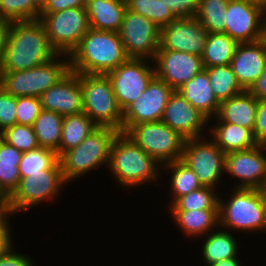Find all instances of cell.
I'll use <instances>...</instances> for the list:
<instances>
[{"mask_svg":"<svg viewBox=\"0 0 266 266\" xmlns=\"http://www.w3.org/2000/svg\"><path fill=\"white\" fill-rule=\"evenodd\" d=\"M169 213L181 233L191 240L202 239L219 226V209L169 210Z\"/></svg>","mask_w":266,"mask_h":266,"instance_id":"cell-23","label":"cell"},{"mask_svg":"<svg viewBox=\"0 0 266 266\" xmlns=\"http://www.w3.org/2000/svg\"><path fill=\"white\" fill-rule=\"evenodd\" d=\"M230 189L229 199L219 195V226L234 233L266 234V195L262 189Z\"/></svg>","mask_w":266,"mask_h":266,"instance_id":"cell-4","label":"cell"},{"mask_svg":"<svg viewBox=\"0 0 266 266\" xmlns=\"http://www.w3.org/2000/svg\"><path fill=\"white\" fill-rule=\"evenodd\" d=\"M257 106L258 99L249 91H244L221 101L216 116L209 119V123L213 120V123H231L250 129L253 132Z\"/></svg>","mask_w":266,"mask_h":266,"instance_id":"cell-22","label":"cell"},{"mask_svg":"<svg viewBox=\"0 0 266 266\" xmlns=\"http://www.w3.org/2000/svg\"><path fill=\"white\" fill-rule=\"evenodd\" d=\"M70 71L69 55L54 59L24 71H0V86L15 97H40Z\"/></svg>","mask_w":266,"mask_h":266,"instance_id":"cell-6","label":"cell"},{"mask_svg":"<svg viewBox=\"0 0 266 266\" xmlns=\"http://www.w3.org/2000/svg\"><path fill=\"white\" fill-rule=\"evenodd\" d=\"M23 152L0 138V198L5 202L20 183L19 164Z\"/></svg>","mask_w":266,"mask_h":266,"instance_id":"cell-28","label":"cell"},{"mask_svg":"<svg viewBox=\"0 0 266 266\" xmlns=\"http://www.w3.org/2000/svg\"><path fill=\"white\" fill-rule=\"evenodd\" d=\"M161 121L185 139L204 137L209 126V119L177 90L171 94Z\"/></svg>","mask_w":266,"mask_h":266,"instance_id":"cell-19","label":"cell"},{"mask_svg":"<svg viewBox=\"0 0 266 266\" xmlns=\"http://www.w3.org/2000/svg\"><path fill=\"white\" fill-rule=\"evenodd\" d=\"M238 43L225 33H208L201 56L204 68L229 65Z\"/></svg>","mask_w":266,"mask_h":266,"instance_id":"cell-31","label":"cell"},{"mask_svg":"<svg viewBox=\"0 0 266 266\" xmlns=\"http://www.w3.org/2000/svg\"><path fill=\"white\" fill-rule=\"evenodd\" d=\"M63 118L64 116L56 112L41 110L32 126L40 147L49 148L55 152L59 149Z\"/></svg>","mask_w":266,"mask_h":266,"instance_id":"cell-32","label":"cell"},{"mask_svg":"<svg viewBox=\"0 0 266 266\" xmlns=\"http://www.w3.org/2000/svg\"><path fill=\"white\" fill-rule=\"evenodd\" d=\"M67 183L61 169L41 170V173H25L18 188L4 202L5 208L13 215L23 213L39 204L50 203L59 198ZM64 187V188H63Z\"/></svg>","mask_w":266,"mask_h":266,"instance_id":"cell-8","label":"cell"},{"mask_svg":"<svg viewBox=\"0 0 266 266\" xmlns=\"http://www.w3.org/2000/svg\"><path fill=\"white\" fill-rule=\"evenodd\" d=\"M263 193L266 195V182L264 184V187L262 188Z\"/></svg>","mask_w":266,"mask_h":266,"instance_id":"cell-52","label":"cell"},{"mask_svg":"<svg viewBox=\"0 0 266 266\" xmlns=\"http://www.w3.org/2000/svg\"><path fill=\"white\" fill-rule=\"evenodd\" d=\"M210 187H201L179 197L168 210H204L219 209V191Z\"/></svg>","mask_w":266,"mask_h":266,"instance_id":"cell-36","label":"cell"},{"mask_svg":"<svg viewBox=\"0 0 266 266\" xmlns=\"http://www.w3.org/2000/svg\"><path fill=\"white\" fill-rule=\"evenodd\" d=\"M173 91L163 80L155 76L141 96L123 111L122 132L125 133L131 126L139 123L161 121L164 108Z\"/></svg>","mask_w":266,"mask_h":266,"instance_id":"cell-16","label":"cell"},{"mask_svg":"<svg viewBox=\"0 0 266 266\" xmlns=\"http://www.w3.org/2000/svg\"><path fill=\"white\" fill-rule=\"evenodd\" d=\"M0 16L9 22L38 20L40 11L31 0H0Z\"/></svg>","mask_w":266,"mask_h":266,"instance_id":"cell-39","label":"cell"},{"mask_svg":"<svg viewBox=\"0 0 266 266\" xmlns=\"http://www.w3.org/2000/svg\"><path fill=\"white\" fill-rule=\"evenodd\" d=\"M217 230V231H216ZM229 230L220 226L208 233L202 243L201 258L204 260V266L230 259L239 258V242Z\"/></svg>","mask_w":266,"mask_h":266,"instance_id":"cell-27","label":"cell"},{"mask_svg":"<svg viewBox=\"0 0 266 266\" xmlns=\"http://www.w3.org/2000/svg\"><path fill=\"white\" fill-rule=\"evenodd\" d=\"M176 17H195L200 0H162Z\"/></svg>","mask_w":266,"mask_h":266,"instance_id":"cell-43","label":"cell"},{"mask_svg":"<svg viewBox=\"0 0 266 266\" xmlns=\"http://www.w3.org/2000/svg\"><path fill=\"white\" fill-rule=\"evenodd\" d=\"M126 5L127 9L146 17L159 28L176 18L162 0H126Z\"/></svg>","mask_w":266,"mask_h":266,"instance_id":"cell-37","label":"cell"},{"mask_svg":"<svg viewBox=\"0 0 266 266\" xmlns=\"http://www.w3.org/2000/svg\"><path fill=\"white\" fill-rule=\"evenodd\" d=\"M118 34L129 58L154 59L160 28L151 20L126 9Z\"/></svg>","mask_w":266,"mask_h":266,"instance_id":"cell-14","label":"cell"},{"mask_svg":"<svg viewBox=\"0 0 266 266\" xmlns=\"http://www.w3.org/2000/svg\"><path fill=\"white\" fill-rule=\"evenodd\" d=\"M4 206L3 200L0 198V209Z\"/></svg>","mask_w":266,"mask_h":266,"instance_id":"cell-53","label":"cell"},{"mask_svg":"<svg viewBox=\"0 0 266 266\" xmlns=\"http://www.w3.org/2000/svg\"><path fill=\"white\" fill-rule=\"evenodd\" d=\"M42 110L38 97L24 96L17 97L16 117L17 124L33 126L35 120Z\"/></svg>","mask_w":266,"mask_h":266,"instance_id":"cell-40","label":"cell"},{"mask_svg":"<svg viewBox=\"0 0 266 266\" xmlns=\"http://www.w3.org/2000/svg\"><path fill=\"white\" fill-rule=\"evenodd\" d=\"M107 169L121 187L134 189L158 183L162 176V165L148 155L125 133L119 132L114 139ZM161 169V170H160Z\"/></svg>","mask_w":266,"mask_h":266,"instance_id":"cell-2","label":"cell"},{"mask_svg":"<svg viewBox=\"0 0 266 266\" xmlns=\"http://www.w3.org/2000/svg\"><path fill=\"white\" fill-rule=\"evenodd\" d=\"M128 58L118 32L91 28L69 55L70 70L106 75Z\"/></svg>","mask_w":266,"mask_h":266,"instance_id":"cell-3","label":"cell"},{"mask_svg":"<svg viewBox=\"0 0 266 266\" xmlns=\"http://www.w3.org/2000/svg\"><path fill=\"white\" fill-rule=\"evenodd\" d=\"M39 99L42 109L62 116L83 112L80 73L70 70L59 82L48 88Z\"/></svg>","mask_w":266,"mask_h":266,"instance_id":"cell-20","label":"cell"},{"mask_svg":"<svg viewBox=\"0 0 266 266\" xmlns=\"http://www.w3.org/2000/svg\"><path fill=\"white\" fill-rule=\"evenodd\" d=\"M248 91L257 99H266V65L261 73V76Z\"/></svg>","mask_w":266,"mask_h":266,"instance_id":"cell-47","label":"cell"},{"mask_svg":"<svg viewBox=\"0 0 266 266\" xmlns=\"http://www.w3.org/2000/svg\"><path fill=\"white\" fill-rule=\"evenodd\" d=\"M13 245L0 254V266H36L30 255L18 253Z\"/></svg>","mask_w":266,"mask_h":266,"instance_id":"cell-42","label":"cell"},{"mask_svg":"<svg viewBox=\"0 0 266 266\" xmlns=\"http://www.w3.org/2000/svg\"><path fill=\"white\" fill-rule=\"evenodd\" d=\"M57 55L39 19L10 22L0 71H24L44 64Z\"/></svg>","mask_w":266,"mask_h":266,"instance_id":"cell-1","label":"cell"},{"mask_svg":"<svg viewBox=\"0 0 266 266\" xmlns=\"http://www.w3.org/2000/svg\"><path fill=\"white\" fill-rule=\"evenodd\" d=\"M225 175L238 180L233 188L262 189L266 182V145L226 153Z\"/></svg>","mask_w":266,"mask_h":266,"instance_id":"cell-15","label":"cell"},{"mask_svg":"<svg viewBox=\"0 0 266 266\" xmlns=\"http://www.w3.org/2000/svg\"><path fill=\"white\" fill-rule=\"evenodd\" d=\"M85 8L91 28L118 32L127 5L126 0H86Z\"/></svg>","mask_w":266,"mask_h":266,"instance_id":"cell-25","label":"cell"},{"mask_svg":"<svg viewBox=\"0 0 266 266\" xmlns=\"http://www.w3.org/2000/svg\"><path fill=\"white\" fill-rule=\"evenodd\" d=\"M244 262L240 258L225 259L208 266H242Z\"/></svg>","mask_w":266,"mask_h":266,"instance_id":"cell-49","label":"cell"},{"mask_svg":"<svg viewBox=\"0 0 266 266\" xmlns=\"http://www.w3.org/2000/svg\"><path fill=\"white\" fill-rule=\"evenodd\" d=\"M209 124L208 135L225 154L258 145L250 129L231 123Z\"/></svg>","mask_w":266,"mask_h":266,"instance_id":"cell-26","label":"cell"},{"mask_svg":"<svg viewBox=\"0 0 266 266\" xmlns=\"http://www.w3.org/2000/svg\"><path fill=\"white\" fill-rule=\"evenodd\" d=\"M208 33L196 17H176L160 28L159 49L182 51L201 57Z\"/></svg>","mask_w":266,"mask_h":266,"instance_id":"cell-17","label":"cell"},{"mask_svg":"<svg viewBox=\"0 0 266 266\" xmlns=\"http://www.w3.org/2000/svg\"><path fill=\"white\" fill-rule=\"evenodd\" d=\"M229 0H200L195 17L209 33H224Z\"/></svg>","mask_w":266,"mask_h":266,"instance_id":"cell-34","label":"cell"},{"mask_svg":"<svg viewBox=\"0 0 266 266\" xmlns=\"http://www.w3.org/2000/svg\"><path fill=\"white\" fill-rule=\"evenodd\" d=\"M119 131L111 127H97L77 147L64 151L58 161L67 185L94 171L107 169L111 145Z\"/></svg>","mask_w":266,"mask_h":266,"instance_id":"cell-5","label":"cell"},{"mask_svg":"<svg viewBox=\"0 0 266 266\" xmlns=\"http://www.w3.org/2000/svg\"><path fill=\"white\" fill-rule=\"evenodd\" d=\"M52 47L58 54L70 55L91 29L85 7L68 8L55 13H40Z\"/></svg>","mask_w":266,"mask_h":266,"instance_id":"cell-11","label":"cell"},{"mask_svg":"<svg viewBox=\"0 0 266 266\" xmlns=\"http://www.w3.org/2000/svg\"><path fill=\"white\" fill-rule=\"evenodd\" d=\"M125 134L161 165L181 160L185 138L162 121L133 125Z\"/></svg>","mask_w":266,"mask_h":266,"instance_id":"cell-9","label":"cell"},{"mask_svg":"<svg viewBox=\"0 0 266 266\" xmlns=\"http://www.w3.org/2000/svg\"><path fill=\"white\" fill-rule=\"evenodd\" d=\"M206 132L207 137L185 139L181 161L192 169L202 186L220 189L218 185L224 178L226 154Z\"/></svg>","mask_w":266,"mask_h":266,"instance_id":"cell-10","label":"cell"},{"mask_svg":"<svg viewBox=\"0 0 266 266\" xmlns=\"http://www.w3.org/2000/svg\"><path fill=\"white\" fill-rule=\"evenodd\" d=\"M0 138L23 153L40 147L33 127L29 125L7 127L0 132Z\"/></svg>","mask_w":266,"mask_h":266,"instance_id":"cell-38","label":"cell"},{"mask_svg":"<svg viewBox=\"0 0 266 266\" xmlns=\"http://www.w3.org/2000/svg\"><path fill=\"white\" fill-rule=\"evenodd\" d=\"M177 91L208 119L216 116L221 102L216 98L205 70L196 74Z\"/></svg>","mask_w":266,"mask_h":266,"instance_id":"cell-24","label":"cell"},{"mask_svg":"<svg viewBox=\"0 0 266 266\" xmlns=\"http://www.w3.org/2000/svg\"><path fill=\"white\" fill-rule=\"evenodd\" d=\"M9 26H10V22L0 16V60L3 55V50H4L5 43H6V37H7Z\"/></svg>","mask_w":266,"mask_h":266,"instance_id":"cell-48","label":"cell"},{"mask_svg":"<svg viewBox=\"0 0 266 266\" xmlns=\"http://www.w3.org/2000/svg\"><path fill=\"white\" fill-rule=\"evenodd\" d=\"M225 18L224 33L238 44L254 43L266 36V10L258 5L229 0Z\"/></svg>","mask_w":266,"mask_h":266,"instance_id":"cell-13","label":"cell"},{"mask_svg":"<svg viewBox=\"0 0 266 266\" xmlns=\"http://www.w3.org/2000/svg\"><path fill=\"white\" fill-rule=\"evenodd\" d=\"M216 98L221 102L236 96L245 90L238 82L229 65H218L204 69Z\"/></svg>","mask_w":266,"mask_h":266,"instance_id":"cell-33","label":"cell"},{"mask_svg":"<svg viewBox=\"0 0 266 266\" xmlns=\"http://www.w3.org/2000/svg\"><path fill=\"white\" fill-rule=\"evenodd\" d=\"M16 105L17 97L7 93L0 86V132L17 124Z\"/></svg>","mask_w":266,"mask_h":266,"instance_id":"cell-41","label":"cell"},{"mask_svg":"<svg viewBox=\"0 0 266 266\" xmlns=\"http://www.w3.org/2000/svg\"><path fill=\"white\" fill-rule=\"evenodd\" d=\"M86 6V0H48L47 5L40 13H55L68 8H81Z\"/></svg>","mask_w":266,"mask_h":266,"instance_id":"cell-46","label":"cell"},{"mask_svg":"<svg viewBox=\"0 0 266 266\" xmlns=\"http://www.w3.org/2000/svg\"><path fill=\"white\" fill-rule=\"evenodd\" d=\"M31 2L41 12L47 5L48 0H31Z\"/></svg>","mask_w":266,"mask_h":266,"instance_id":"cell-50","label":"cell"},{"mask_svg":"<svg viewBox=\"0 0 266 266\" xmlns=\"http://www.w3.org/2000/svg\"><path fill=\"white\" fill-rule=\"evenodd\" d=\"M266 65V38L238 44L230 66L241 87L248 91L261 76Z\"/></svg>","mask_w":266,"mask_h":266,"instance_id":"cell-21","label":"cell"},{"mask_svg":"<svg viewBox=\"0 0 266 266\" xmlns=\"http://www.w3.org/2000/svg\"><path fill=\"white\" fill-rule=\"evenodd\" d=\"M153 64L156 77L173 90H178L205 69L200 56L169 49H158Z\"/></svg>","mask_w":266,"mask_h":266,"instance_id":"cell-18","label":"cell"},{"mask_svg":"<svg viewBox=\"0 0 266 266\" xmlns=\"http://www.w3.org/2000/svg\"><path fill=\"white\" fill-rule=\"evenodd\" d=\"M83 112L98 127H111L122 132L123 111L118 105L107 75L80 73Z\"/></svg>","mask_w":266,"mask_h":266,"instance_id":"cell-7","label":"cell"},{"mask_svg":"<svg viewBox=\"0 0 266 266\" xmlns=\"http://www.w3.org/2000/svg\"><path fill=\"white\" fill-rule=\"evenodd\" d=\"M97 127L84 112L64 116L61 142L56 151L58 157L64 151L77 147Z\"/></svg>","mask_w":266,"mask_h":266,"instance_id":"cell-29","label":"cell"},{"mask_svg":"<svg viewBox=\"0 0 266 266\" xmlns=\"http://www.w3.org/2000/svg\"><path fill=\"white\" fill-rule=\"evenodd\" d=\"M61 169L57 152L45 147L24 152L19 164L20 177L25 173H41V170Z\"/></svg>","mask_w":266,"mask_h":266,"instance_id":"cell-35","label":"cell"},{"mask_svg":"<svg viewBox=\"0 0 266 266\" xmlns=\"http://www.w3.org/2000/svg\"><path fill=\"white\" fill-rule=\"evenodd\" d=\"M253 135L258 144L266 145V99H258Z\"/></svg>","mask_w":266,"mask_h":266,"instance_id":"cell-45","label":"cell"},{"mask_svg":"<svg viewBox=\"0 0 266 266\" xmlns=\"http://www.w3.org/2000/svg\"><path fill=\"white\" fill-rule=\"evenodd\" d=\"M106 75L111 81L113 92L122 111L141 96L156 76L153 60L143 58H128Z\"/></svg>","mask_w":266,"mask_h":266,"instance_id":"cell-12","label":"cell"},{"mask_svg":"<svg viewBox=\"0 0 266 266\" xmlns=\"http://www.w3.org/2000/svg\"><path fill=\"white\" fill-rule=\"evenodd\" d=\"M13 216L14 215H12L5 208V206L0 209V254L6 251L12 244H14V240H12L13 235L11 232L12 222H10Z\"/></svg>","mask_w":266,"mask_h":266,"instance_id":"cell-44","label":"cell"},{"mask_svg":"<svg viewBox=\"0 0 266 266\" xmlns=\"http://www.w3.org/2000/svg\"><path fill=\"white\" fill-rule=\"evenodd\" d=\"M162 169L170 173V192L171 195L169 206H171L179 197L189 194L201 187L198 177L184 162L181 160L169 162L162 165Z\"/></svg>","mask_w":266,"mask_h":266,"instance_id":"cell-30","label":"cell"},{"mask_svg":"<svg viewBox=\"0 0 266 266\" xmlns=\"http://www.w3.org/2000/svg\"><path fill=\"white\" fill-rule=\"evenodd\" d=\"M241 1H245V2L258 5L266 10V0H241Z\"/></svg>","mask_w":266,"mask_h":266,"instance_id":"cell-51","label":"cell"}]
</instances>
